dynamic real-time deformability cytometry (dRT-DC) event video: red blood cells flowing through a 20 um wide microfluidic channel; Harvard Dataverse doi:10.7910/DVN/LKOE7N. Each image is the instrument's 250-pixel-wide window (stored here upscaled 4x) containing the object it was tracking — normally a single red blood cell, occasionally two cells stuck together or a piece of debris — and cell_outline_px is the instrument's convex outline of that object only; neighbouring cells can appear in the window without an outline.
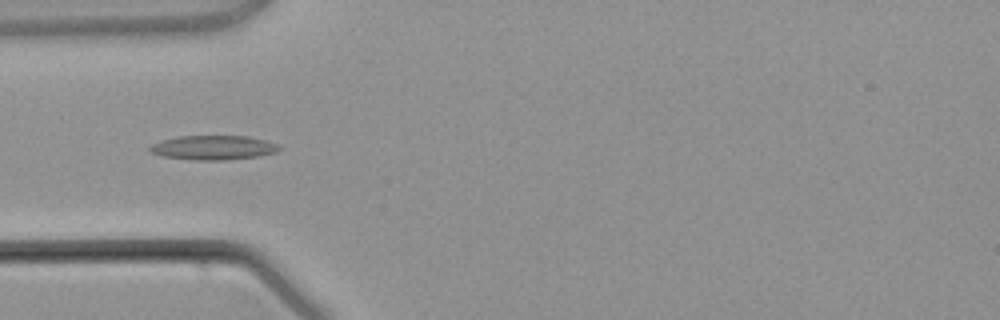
{"species": "common noctule bat (a hibernating species)", "species_latin": "Nyctalus noctula", "temperature_condition": "warm", "stored_images_in_passage": 3, "camera_frame_rate_fps": 3000, "um_per_image_px": 0.085, "animal": {"sex": "male", "body_mass_g": 21.5, "forearm_length_mm": 52.0}, "frame": {"image": 1, "passage_image": 3, "time_ms": 3.0, "image_size_px": [1000, 320], "cell_outline_px": [[280, 148], [276, 152], [256, 156], [224, 160], [196, 160], [164, 156], [148, 152], [148, 148], [152, 144], [164, 140], [180, 136], [248, 136], [280, 144]], "centroid_in_image_um": [18.13, 12.54], "position_along_channel_um": 66.9, "area_um2": 18.15}}